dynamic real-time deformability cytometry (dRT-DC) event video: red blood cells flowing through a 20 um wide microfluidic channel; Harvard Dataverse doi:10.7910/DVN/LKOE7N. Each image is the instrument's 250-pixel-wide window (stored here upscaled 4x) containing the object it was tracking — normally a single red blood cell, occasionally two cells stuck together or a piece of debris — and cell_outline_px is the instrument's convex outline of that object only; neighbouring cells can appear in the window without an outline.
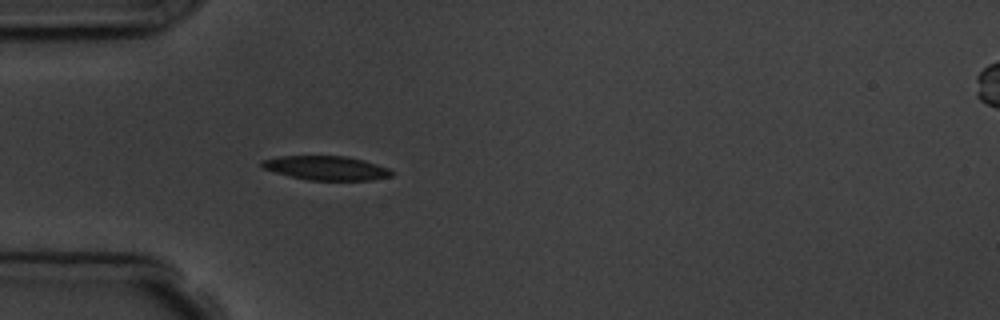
{"species": "common noctule bat (a hibernating species)", "species_latin": "Nyctalus noctula", "temperature_condition": "room temperature", "stored_images_in_passage": 5, "camera_frame_rate_fps": 3000, "um_per_image_px": 0.085, "animal": {"sex": "male", "body_mass_g": 19.5, "forearm_length_mm": 54.6}, "frame": {"image": 1, "passage_image": 5, "time_ms": 4.667, "image_size_px": [1000, 320], "cell_outline_px": [[396, 172], [392, 176], [372, 180], [308, 180], [276, 172], [264, 168], [260, 164], [260, 160], [280, 156], [348, 156], [364, 160], [388, 168]], "centroid_in_image_um": [27.77, 14.27], "position_along_channel_um": 57.2, "area_um2": 18.21}}